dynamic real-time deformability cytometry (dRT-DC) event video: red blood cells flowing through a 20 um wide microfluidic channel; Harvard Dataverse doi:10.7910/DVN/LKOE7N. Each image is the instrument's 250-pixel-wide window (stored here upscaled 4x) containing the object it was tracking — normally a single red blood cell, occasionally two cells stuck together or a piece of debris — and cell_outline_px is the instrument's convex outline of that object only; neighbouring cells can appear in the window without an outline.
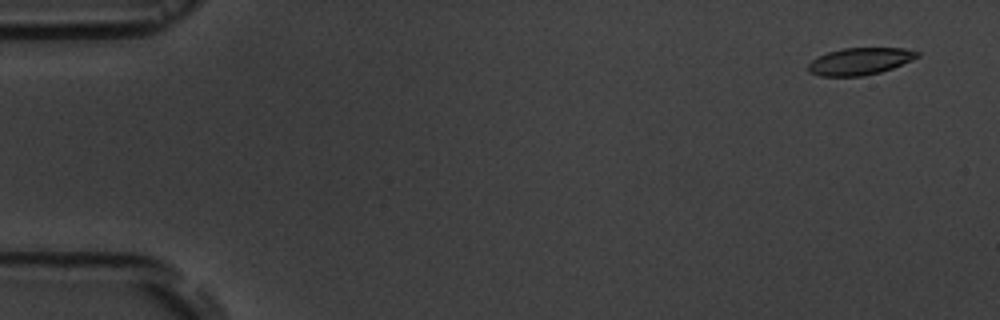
{"species": "common noctule bat (a hibernating species)", "species_latin": "Nyctalus noctula", "temperature_condition": "room temperature", "stored_images_in_passage": 4, "camera_frame_rate_fps": 3000, "um_per_image_px": 0.085, "animal": {"sex": "male", "body_mass_g": 19.5, "forearm_length_mm": 54.6}, "frame": {"image": 1, "passage_image": 1, "time_ms": 0.0, "image_size_px": [1000, 320], "cell_outline_px": [[920, 56], [912, 60], [892, 68], [880, 72], [860, 76], [820, 76], [808, 72], [808, 64], [816, 56], [828, 52], [844, 48], [904, 48], [920, 52]], "centroid_in_image_um": [73.08, 5.2], "position_along_channel_um": 11.9, "area_um2": 17.22}}
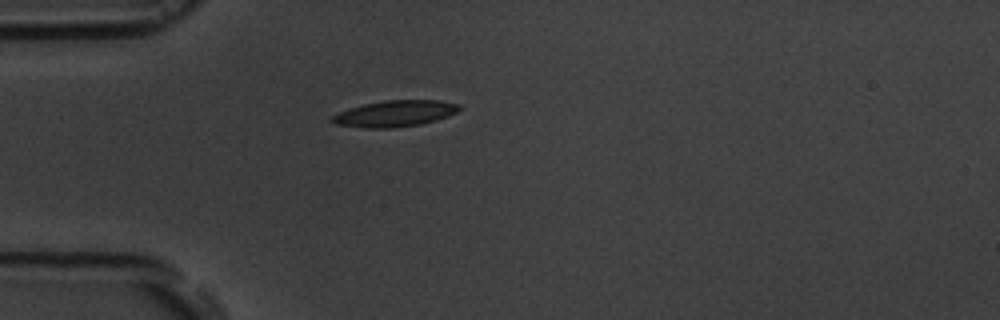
{"frame": {"image": 2, "passage_image": 4, "time_ms": 4.333, "image_size_px": [1000, 320], "cell_outline_px": [[464, 108], [448, 116], [436, 120], [420, 124], [392, 128], [364, 128], [336, 124], [328, 120], [332, 116], [348, 108], [364, 104], [384, 100], [440, 100], [460, 104]], "centroid_in_image_um": [33.58, 9.65], "position_along_channel_um": 51.4, "area_um2": 19.59}}